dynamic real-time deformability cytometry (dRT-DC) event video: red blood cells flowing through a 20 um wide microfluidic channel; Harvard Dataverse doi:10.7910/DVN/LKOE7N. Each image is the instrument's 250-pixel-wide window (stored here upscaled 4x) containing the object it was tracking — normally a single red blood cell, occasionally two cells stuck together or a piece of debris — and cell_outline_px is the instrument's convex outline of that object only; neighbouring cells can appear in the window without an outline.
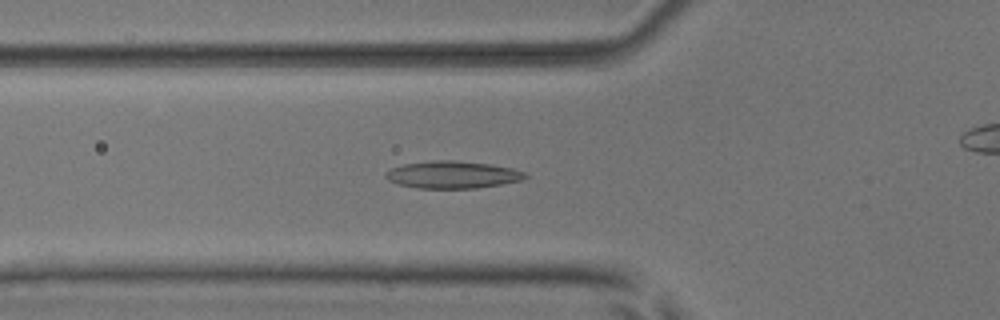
{"species": "common noctule bat (a hibernating species)", "species_latin": "Nyctalus noctula", "temperature_condition": "room temperature", "stored_images_in_passage": 48, "camera_frame_rate_fps": 3000, "um_per_image_px": 0.085, "animal": {"sex": "male", "body_mass_g": 17.9, "forearm_length_mm": 54.2}, "frame": {"image": 1, "passage_image": 20, "time_ms": 6.333, "image_size_px": [1000, 320], "cell_outline_px": [[528, 176], [524, 180], [476, 188], [420, 188], [400, 184], [388, 180], [384, 176], [384, 172], [392, 168], [404, 164], [432, 160], [452, 160], [492, 164], [512, 168], [524, 172]], "centroid_in_image_um": [38.47, 14.84], "position_along_channel_um": 87.3, "area_um2": 22.14}}
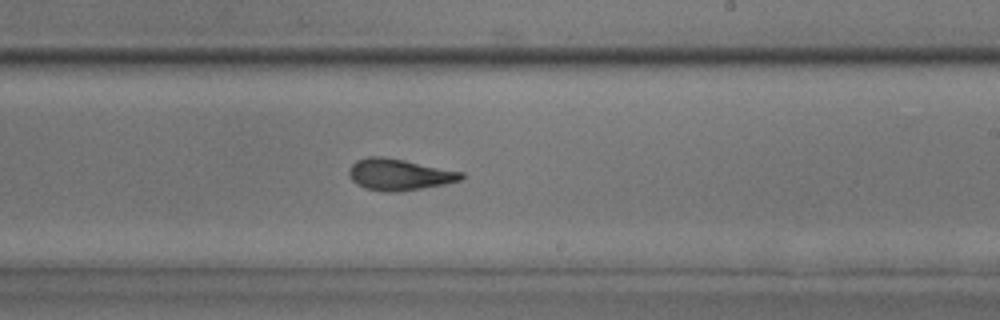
{"frame": {"image": 2, "passage_image": 33, "time_ms": 10.667, "image_size_px": [1000, 320], "cell_outline_px": [[464, 176], [460, 180], [444, 184], [396, 192], [384, 192], [368, 188], [356, 184], [348, 176], [348, 168], [356, 160], [368, 156], [384, 156], [464, 172]], "centroid_in_image_um": [33.89, 14.82], "position_along_channel_um": 255.1, "area_um2": 20.52}}
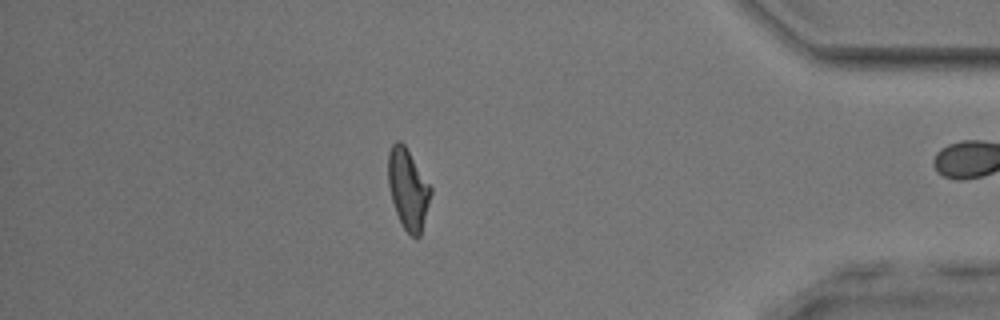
{"frame": {"image": 3, "passage_image": 47, "time_ms": 15.333, "image_size_px": [1000, 320], "cell_outline_px": [[432, 192], [420, 236], [416, 240], [404, 228], [396, 212], [392, 200], [388, 184], [388, 152], [392, 144], [396, 140], [400, 140], [404, 144], [432, 188]], "centroid_in_image_um": [34.68, 16.05], "position_along_channel_um": 400.5, "area_um2": 19.83}, "authors_computed_cell_mechanics": {"area_um2": 20.7791, "velocity_mm_per_s": 3.8707, "shape_relaxation_time_tau1_ms": 11.2341, "shape_relaxation_time_tau2_ms": 1.9362, "deformation_change_tau1": 0.2773, "deformation_change_tau2": 0.1001}}